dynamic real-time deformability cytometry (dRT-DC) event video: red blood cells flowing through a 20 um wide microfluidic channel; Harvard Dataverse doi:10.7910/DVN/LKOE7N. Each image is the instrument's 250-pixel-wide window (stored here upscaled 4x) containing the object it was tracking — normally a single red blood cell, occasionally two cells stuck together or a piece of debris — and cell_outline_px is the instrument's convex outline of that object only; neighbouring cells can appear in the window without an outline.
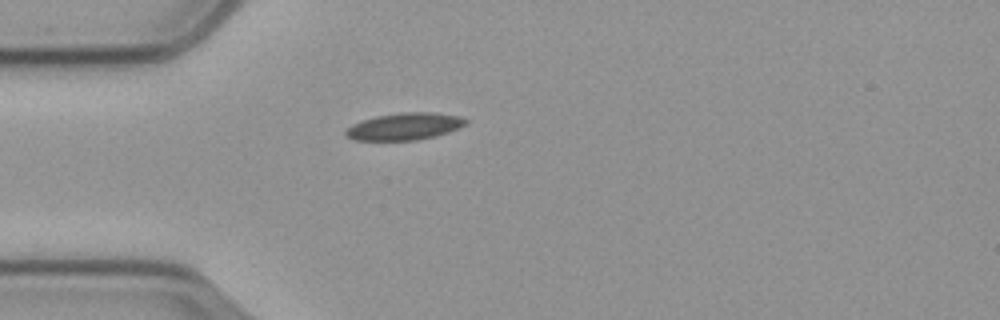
{"species": "common noctule bat (a hibernating species)", "species_latin": "Nyctalus noctula", "temperature_condition": "cold", "stored_images_in_passage": 44, "camera_frame_rate_fps": 3000, "um_per_image_px": 0.085, "animal": {"sex": "male", "body_mass_g": 23.1, "forearm_length_mm": 52.7}, "frame": {"image": 1, "passage_image": 1, "time_ms": 0.0, "image_size_px": [1000, 320], "cell_outline_px": [[468, 120], [464, 124], [448, 132], [436, 136], [416, 140], [356, 140], [344, 136], [344, 132], [352, 124], [360, 120], [376, 116], [400, 112], [436, 112], [460, 116]], "centroid_in_image_um": [34.35, 10.74], "position_along_channel_um": 50.7, "area_um2": 18.96}}
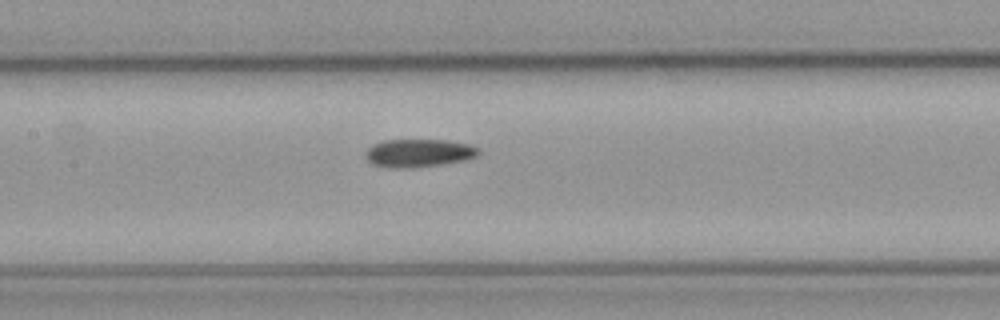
{"frame": {"image": 2, "passage_image": 12, "time_ms": 3.667, "image_size_px": [1000, 320], "cell_outline_px": [[480, 152], [476, 156], [464, 160], [440, 164], [412, 168], [392, 168], [372, 164], [364, 156], [364, 152], [368, 148], [384, 140], [448, 140], [468, 144], [480, 148]], "centroid_in_image_um": [35.58, 13.01], "position_along_channel_um": 171.8, "area_um2": 18.44}}
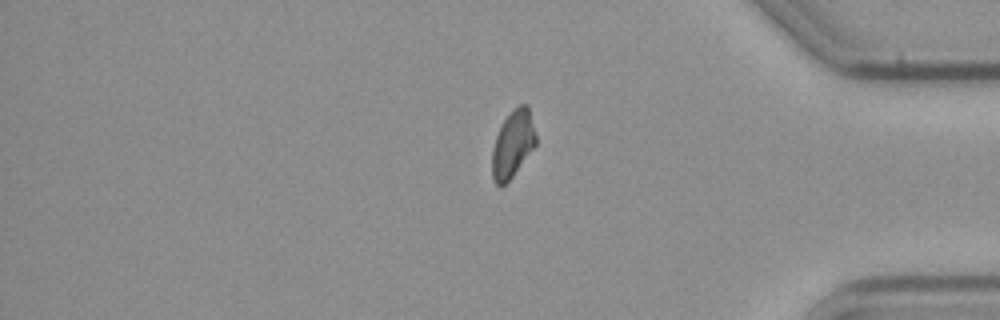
{"frame": {"image": 3, "passage_image": 33, "time_ms": 10.667, "image_size_px": [1000, 320], "cell_outline_px": [[536, 144], [512, 176], [504, 184], [496, 184], [492, 176], [492, 148], [500, 124], [520, 104], [528, 104], [536, 136]], "centroid_in_image_um": [43.58, 12.22], "position_along_channel_um": 391.6, "area_um2": 16.7}}